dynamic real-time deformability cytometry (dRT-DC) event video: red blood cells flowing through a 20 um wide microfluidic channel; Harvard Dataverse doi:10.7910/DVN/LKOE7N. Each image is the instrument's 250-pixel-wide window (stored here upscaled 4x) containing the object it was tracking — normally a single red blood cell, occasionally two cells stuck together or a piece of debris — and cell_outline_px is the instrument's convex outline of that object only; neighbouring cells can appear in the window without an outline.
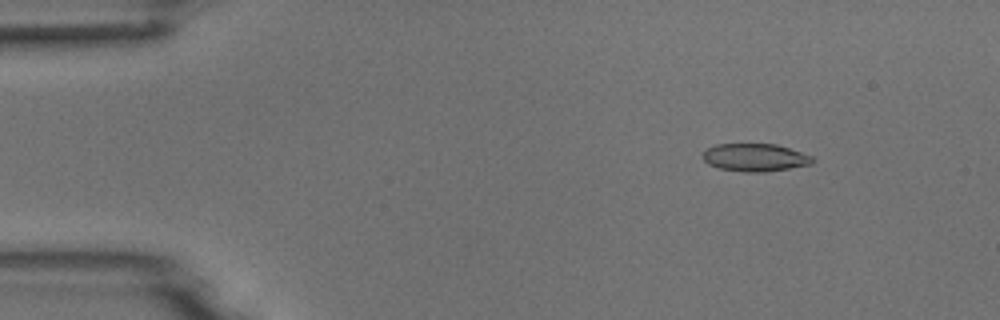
{"species": "common noctule bat (a hibernating species)", "species_latin": "Nyctalus noctula", "temperature_condition": "room temperature", "stored_images_in_passage": 4, "camera_frame_rate_fps": 3000, "um_per_image_px": 0.085, "animal": {"sex": "male", "body_mass_g": 18.8}, "frame": {"image": 1, "passage_image": 2, "time_ms": 1.0, "image_size_px": [1000, 320], "cell_outline_px": [[812, 164], [764, 172], [744, 172], [720, 168], [708, 164], [700, 156], [708, 148], [716, 144], [776, 144], [812, 156]], "centroid_in_image_um": [64.13, 13.38], "position_along_channel_um": 20.9, "area_um2": 17.57}}